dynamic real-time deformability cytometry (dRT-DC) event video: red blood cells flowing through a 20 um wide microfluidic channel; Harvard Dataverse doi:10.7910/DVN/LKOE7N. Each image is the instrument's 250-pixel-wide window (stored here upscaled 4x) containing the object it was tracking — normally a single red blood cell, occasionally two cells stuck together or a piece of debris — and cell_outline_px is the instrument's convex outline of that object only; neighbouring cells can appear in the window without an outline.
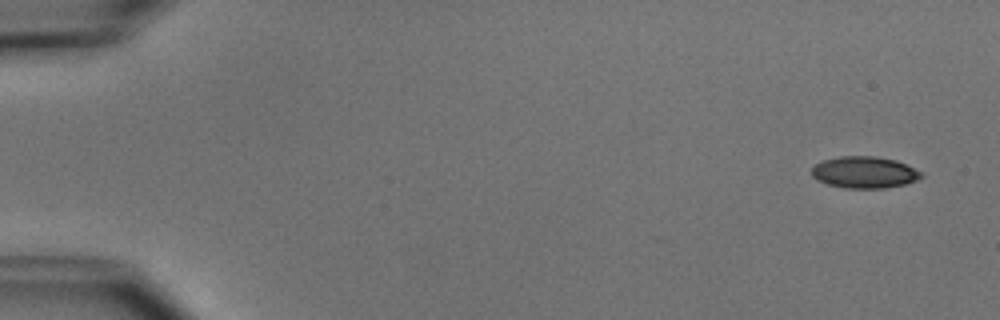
{"species": "common noctule bat (a hibernating species)", "species_latin": "Nyctalus noctula", "temperature_condition": "cold", "stored_images_in_passage": 3, "camera_frame_rate_fps": 3000, "um_per_image_px": 0.085, "animal": {"sex": "male", "body_mass_g": 15.6}, "frame": {"image": 1, "passage_image": 1, "time_ms": 0.0, "image_size_px": [1000, 320], "cell_outline_px": [[924, 176], [916, 180], [904, 184], [884, 188], [844, 188], [828, 184], [816, 180], [812, 176], [812, 168], [816, 164], [824, 160], [840, 156], [876, 156], [896, 160], [924, 172]], "centroid_in_image_um": [73.49, 14.64], "position_along_channel_um": 11.5, "area_um2": 20.29}}